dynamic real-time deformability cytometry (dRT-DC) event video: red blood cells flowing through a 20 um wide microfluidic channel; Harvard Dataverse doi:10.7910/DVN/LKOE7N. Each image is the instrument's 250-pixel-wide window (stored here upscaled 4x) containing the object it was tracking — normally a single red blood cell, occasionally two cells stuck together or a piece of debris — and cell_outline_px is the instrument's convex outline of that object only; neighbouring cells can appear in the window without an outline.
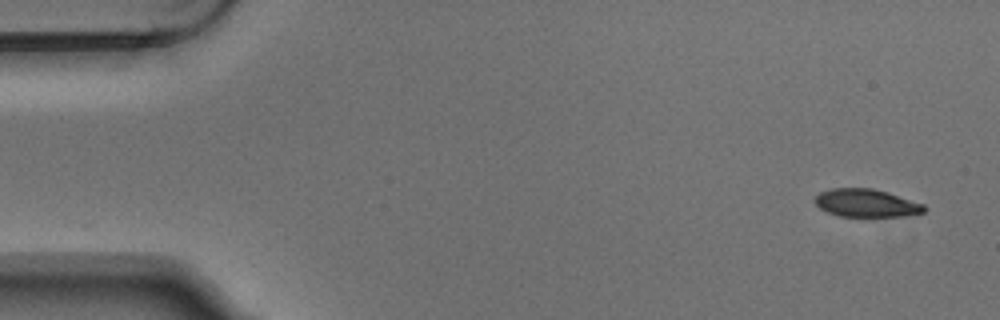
{"species": "Egyptian fruit bat (a non-hibernating species)", "species_latin": "Rousettus aegyptiacus", "temperature_condition": "warm", "stored_images_in_passage": 6, "camera_frame_rate_fps": 3000, "um_per_image_px": 0.085, "animal": {"sex": "male"}, "frame": {"image": 1, "passage_image": 1, "time_ms": 0.0, "image_size_px": [1000, 320], "cell_outline_px": [[928, 208], [924, 212], [904, 216], [840, 216], [828, 212], [820, 208], [812, 200], [820, 192], [832, 188], [872, 188], [888, 192], [924, 204]], "centroid_in_image_um": [73.64, 17.25], "position_along_channel_um": 11.4, "area_um2": 17.8}}
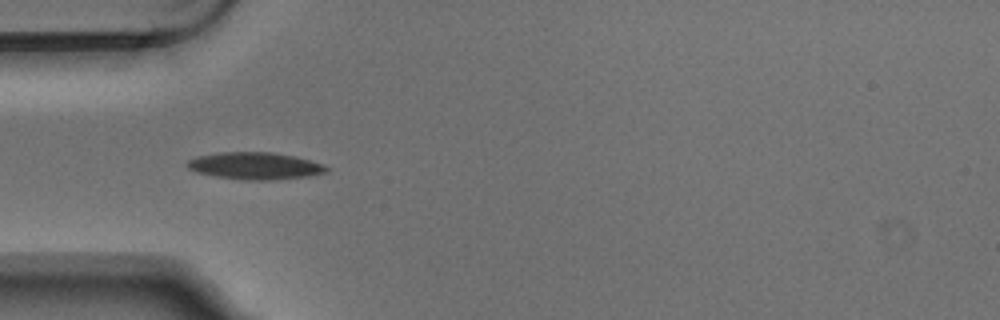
{"frame": {"image": 2, "passage_image": 5, "time_ms": 1.333, "image_size_px": [1000, 320], "cell_outline_px": [[332, 168], [328, 172], [308, 176], [272, 180], [244, 180], [216, 176], [196, 172], [188, 168], [184, 164], [188, 160], [196, 156], [220, 152], [272, 152], [296, 156], [324, 164]], "centroid_in_image_um": [21.7, 14.09], "position_along_channel_um": 63.3, "area_um2": 22.25}}
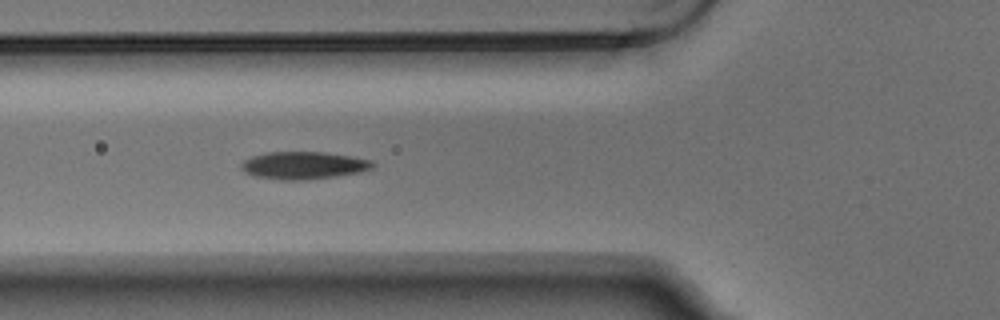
{"frame": {"image": 3, "passage_image": 6, "time_ms": 1.667, "image_size_px": [1000, 320], "cell_outline_px": [[376, 164], [372, 168], [360, 172], [336, 176], [304, 180], [284, 180], [252, 176], [244, 172], [240, 168], [240, 164], [244, 160], [252, 156], [268, 152], [324, 152], [352, 156], [372, 160]], "centroid_in_image_um": [25.79, 14.06], "position_along_channel_um": 100.0, "area_um2": 21.21}}